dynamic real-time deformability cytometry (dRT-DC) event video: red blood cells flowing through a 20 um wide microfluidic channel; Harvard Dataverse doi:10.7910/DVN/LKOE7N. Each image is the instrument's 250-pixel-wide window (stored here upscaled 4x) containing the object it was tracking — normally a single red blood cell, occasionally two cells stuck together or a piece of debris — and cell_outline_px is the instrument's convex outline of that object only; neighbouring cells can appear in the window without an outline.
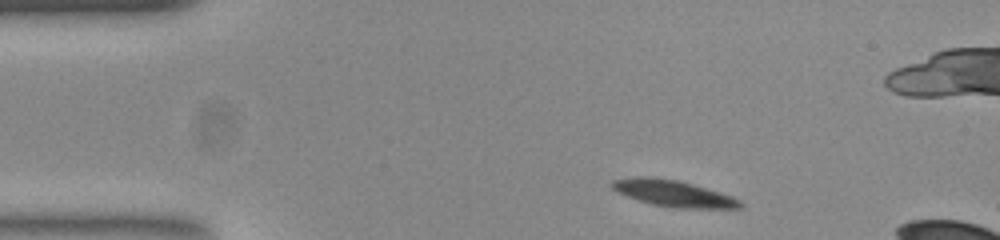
{"species": "common noctule bat (a hibernating species)", "species_latin": "Nyctalus noctula", "temperature_condition": "room temperature", "stored_images_in_passage": 48, "camera_frame_rate_fps": 3000, "um_per_image_px": 0.085, "animal": {"sex": "female", "body_mass_g": 23.0, "forearm_length_mm": 53.4}, "frame": {"image": 1, "passage_image": 1, "time_ms": 0.0, "image_size_px": [1000, 240], "cell_outline_px": [[744, 204], [740, 208], [684, 208], [652, 204], [628, 196], [612, 188], [608, 184], [612, 180], [640, 176], [648, 176], [676, 180], [692, 184], [732, 196], [740, 200]], "centroid_in_image_um": [57.24, 16.43], "position_along_channel_um": 27.8, "area_um2": 19.31}}
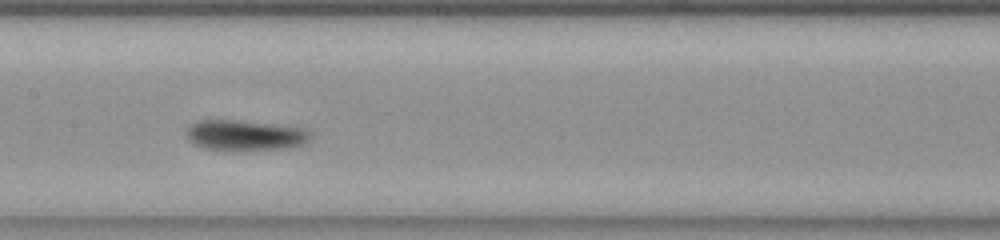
{"frame": {"image": 2, "passage_image": 19, "time_ms": 6.0, "image_size_px": [1000, 240], "cell_outline_px": [[312, 136], [304, 144], [284, 148], [204, 148], [188, 140], [184, 132], [192, 124], [200, 120], [236, 120], [304, 128]], "centroid_in_image_um": [20.8, 11.46], "position_along_channel_um": 186.6, "area_um2": 21.1}}
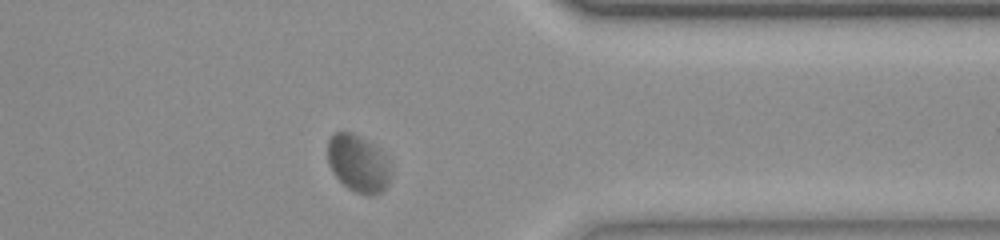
{"frame": {"image": 3, "passage_image": 36, "time_ms": 11.667, "image_size_px": [1000, 240], "cell_outline_px": [[392, 176], [388, 184], [380, 192], [372, 196], [368, 196], [356, 192], [348, 188], [332, 172], [328, 164], [328, 140], [336, 132], [352, 132], [368, 140], [380, 148], [388, 160], [392, 172]], "centroid_in_image_um": [30.48, 13.89], "position_along_channel_um": 380.9, "area_um2": 21.39}, "authors_computed_cell_mechanics": {"area_um2": 21.5594, "velocity_mm_per_s": 3.6403, "shape_relaxation_time_tau1_ms": 5.5974, "shape_relaxation_time_tau2_ms": null, "deformation_change_tau1": 0.1218, "deformation_change_tau2": null}}